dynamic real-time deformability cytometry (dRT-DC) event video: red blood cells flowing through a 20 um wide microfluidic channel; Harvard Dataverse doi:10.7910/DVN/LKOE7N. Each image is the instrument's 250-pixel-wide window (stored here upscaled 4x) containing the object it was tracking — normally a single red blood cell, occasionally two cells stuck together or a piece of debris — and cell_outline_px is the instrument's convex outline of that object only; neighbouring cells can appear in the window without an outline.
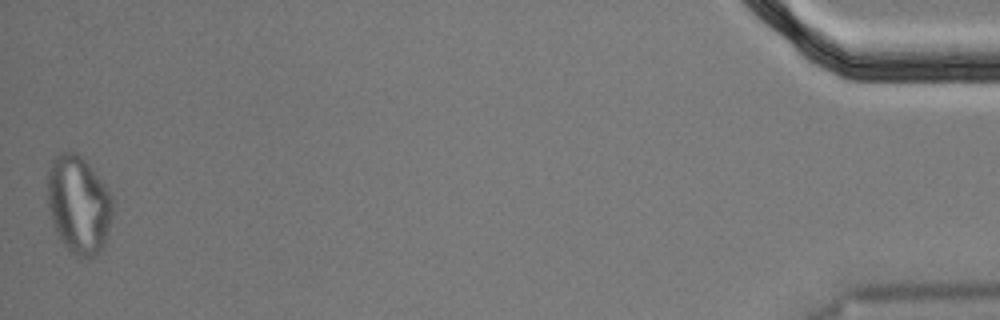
{"species": "Egyptian fruit bat (a non-hibernating species)", "species_latin": "Rousettus aegyptiacus", "temperature_condition": "cold", "stored_images_in_passage": 54, "segment_of_instrument_passage": [2, 2], "camera_frame_rate_fps": 3000, "um_per_image_px": 0.085, "animal": {"sex": "male"}, "frame": {"image": 1, "passage_image": 54, "time_ms": 17.667, "image_size_px": [1000, 320], "cell_outline_px": [[112, 212], [108, 232], [104, 244], [96, 256], [76, 256], [64, 244], [52, 220], [48, 208], [48, 172], [52, 160], [60, 152], [76, 152], [88, 164], [104, 184], [112, 196]], "centroid_in_image_um": [6.68, 17.37], "position_along_channel_um": 428.5, "area_um2": 36.53}}